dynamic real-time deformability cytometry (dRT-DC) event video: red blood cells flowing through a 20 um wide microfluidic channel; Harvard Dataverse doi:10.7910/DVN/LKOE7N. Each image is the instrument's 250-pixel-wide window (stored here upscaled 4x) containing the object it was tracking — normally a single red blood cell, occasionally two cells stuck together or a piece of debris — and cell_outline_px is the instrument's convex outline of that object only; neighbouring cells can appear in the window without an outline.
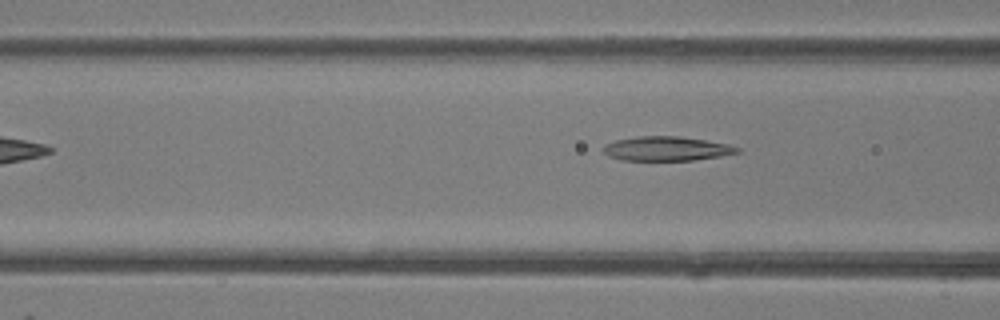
{"species": "common noctule bat (a hibernating species)", "species_latin": "Nyctalus noctula", "temperature_condition": "room temperature", "stored_images_in_passage": 3, "camera_frame_rate_fps": 3000, "um_per_image_px": 0.085, "animal": {"sex": "female"}, "frame": {"image": 1, "passage_image": 3, "time_ms": 2.333, "image_size_px": [1000, 320], "cell_outline_px": [[740, 152], [720, 156], [692, 160], [620, 160], [608, 156], [604, 152], [604, 144], [616, 140], [636, 136], [680, 136], [728, 144], [740, 148]], "centroid_in_image_um": [56.64, 12.63], "position_along_channel_um": 110.0, "area_um2": 18.9}}